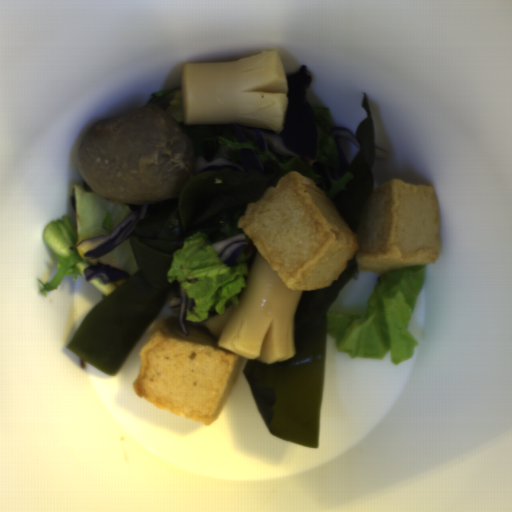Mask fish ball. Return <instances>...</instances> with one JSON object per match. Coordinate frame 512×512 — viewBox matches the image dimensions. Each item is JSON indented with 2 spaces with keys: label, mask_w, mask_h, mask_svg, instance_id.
I'll return each mask as SVG.
<instances>
[{
  "label": "fish ball",
  "mask_w": 512,
  "mask_h": 512,
  "mask_svg": "<svg viewBox=\"0 0 512 512\" xmlns=\"http://www.w3.org/2000/svg\"><path fill=\"white\" fill-rule=\"evenodd\" d=\"M236 225L292 290L330 287L349 259L361 272L382 275L436 264L441 247L436 190L397 178L373 190L357 230L313 179L293 170Z\"/></svg>",
  "instance_id": "1"
},
{
  "label": "fish ball",
  "mask_w": 512,
  "mask_h": 512,
  "mask_svg": "<svg viewBox=\"0 0 512 512\" xmlns=\"http://www.w3.org/2000/svg\"><path fill=\"white\" fill-rule=\"evenodd\" d=\"M187 331L178 316L158 324L138 353L132 389L146 402L207 426L217 420L247 357L222 349L206 325Z\"/></svg>",
  "instance_id": "2"
}]
</instances>
